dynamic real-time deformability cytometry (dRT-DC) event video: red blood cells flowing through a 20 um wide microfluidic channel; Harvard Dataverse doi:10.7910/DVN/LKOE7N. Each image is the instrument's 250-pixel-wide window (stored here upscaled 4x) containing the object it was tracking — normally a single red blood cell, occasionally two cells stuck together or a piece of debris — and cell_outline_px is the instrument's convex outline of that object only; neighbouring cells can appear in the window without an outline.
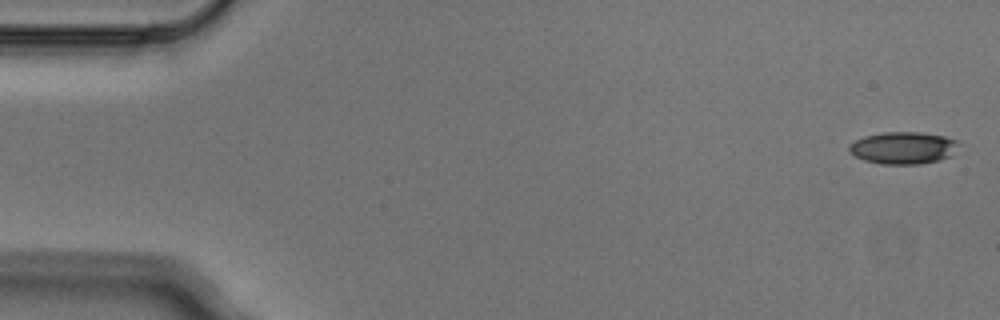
{"species": "Egyptian fruit bat (a non-hibernating species)", "species_latin": "Rousettus aegyptiacus", "temperature_condition": "cold", "stored_images_in_passage": 5, "camera_frame_rate_fps": 3000, "um_per_image_px": 0.085, "animal": {"sex": "male"}, "frame": {"image": 1, "passage_image": 1, "time_ms": 0.0, "image_size_px": [1000, 320], "cell_outline_px": [[960, 140], [948, 156], [940, 160], [920, 164], [880, 164], [864, 160], [848, 152], [848, 144], [864, 136], [884, 132], [920, 132], [944, 136]], "centroid_in_image_um": [76.72, 12.56], "position_along_channel_um": 8.3, "area_um2": 20.46}}
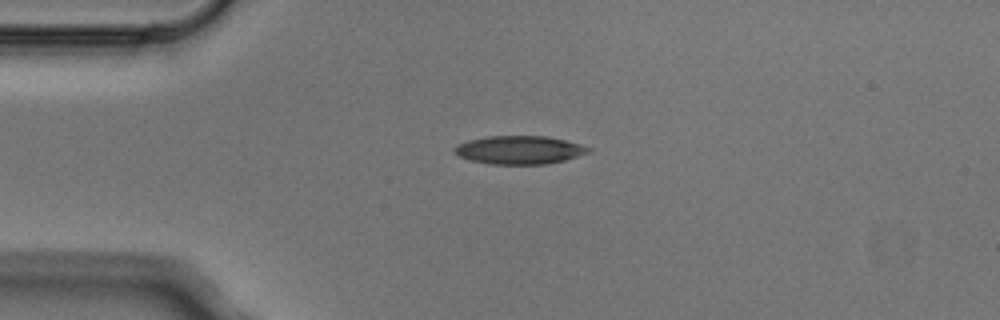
{"frame": {"image": 2, "passage_image": 4, "time_ms": 1.0, "image_size_px": [1000, 320], "cell_outline_px": [[592, 148], [588, 152], [564, 160], [548, 164], [488, 164], [472, 160], [460, 156], [456, 152], [456, 144], [468, 140], [488, 136], [548, 136], [580, 144]], "centroid_in_image_um": [44.16, 12.74], "position_along_channel_um": 40.8, "area_um2": 21.85}}